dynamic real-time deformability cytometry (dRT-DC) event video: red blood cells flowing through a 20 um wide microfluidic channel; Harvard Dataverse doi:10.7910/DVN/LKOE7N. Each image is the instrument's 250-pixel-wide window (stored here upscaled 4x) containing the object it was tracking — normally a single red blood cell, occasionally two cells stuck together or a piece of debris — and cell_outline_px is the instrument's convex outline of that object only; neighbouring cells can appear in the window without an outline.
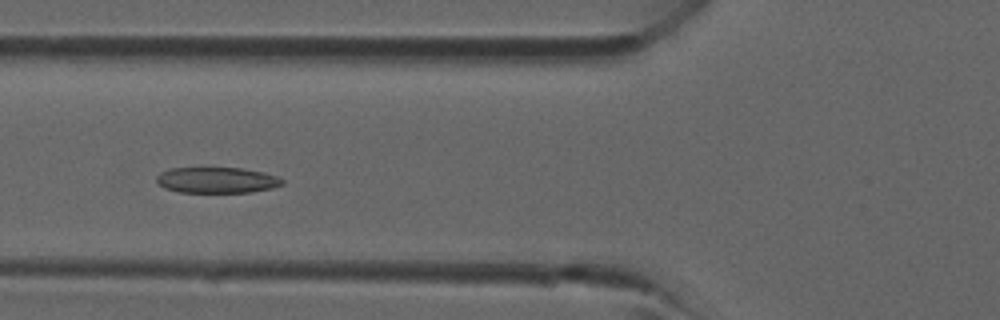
{"species": "common noctule bat (a hibernating species)", "species_latin": "Nyctalus noctula", "temperature_condition": "room temperature", "stored_images_in_passage": 4, "camera_frame_rate_fps": 3000, "um_per_image_px": 0.085, "animal": {"sex": "male", "forearm_length_mm": 52.5}, "frame": {"image": 1, "passage_image": 4, "time_ms": 3.333, "image_size_px": [1000, 320], "cell_outline_px": [[284, 184], [272, 188], [252, 192], [180, 192], [164, 188], [156, 180], [156, 176], [160, 172], [168, 168], [240, 168], [264, 172], [276, 176], [284, 180]], "centroid_in_image_um": [18.43, 15.31], "position_along_channel_um": 107.4, "area_um2": 18.96}}